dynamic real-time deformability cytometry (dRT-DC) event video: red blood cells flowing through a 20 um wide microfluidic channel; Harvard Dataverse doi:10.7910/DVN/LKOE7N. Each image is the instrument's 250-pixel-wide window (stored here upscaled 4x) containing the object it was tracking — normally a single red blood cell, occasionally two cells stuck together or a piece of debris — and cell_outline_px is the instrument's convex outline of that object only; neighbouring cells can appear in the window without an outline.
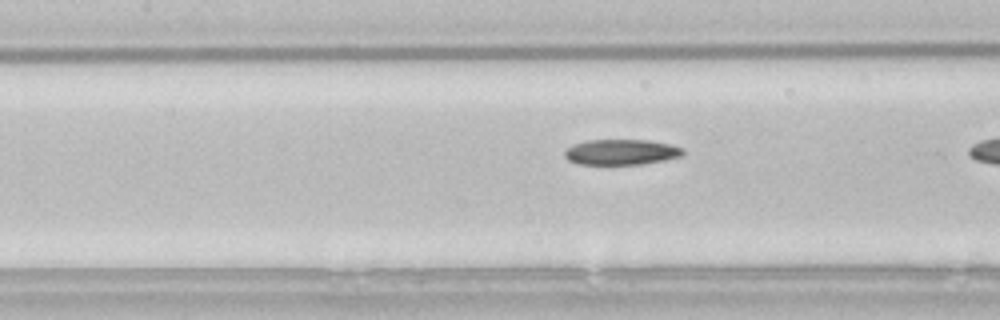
{"species": "common noctule bat (a hibernating species)", "species_latin": "Nyctalus noctula", "temperature_condition": "room temperature", "stored_images_in_passage": 24, "camera_frame_rate_fps": 3000, "um_per_image_px": 0.085, "animal": {"sex": "male", "body_mass_g": 21.5, "forearm_length_mm": 52.0}, "frame": {"image": 1, "passage_image": 21, "time_ms": 6.667, "image_size_px": [1000, 320], "cell_outline_px": [[684, 152], [680, 156], [664, 160], [640, 164], [576, 164], [568, 160], [564, 156], [564, 152], [568, 148], [576, 144], [588, 140], [648, 140], [668, 144], [684, 148]], "centroid_in_image_um": [52.79, 12.93], "position_along_channel_um": 154.6, "area_um2": 17.4}}